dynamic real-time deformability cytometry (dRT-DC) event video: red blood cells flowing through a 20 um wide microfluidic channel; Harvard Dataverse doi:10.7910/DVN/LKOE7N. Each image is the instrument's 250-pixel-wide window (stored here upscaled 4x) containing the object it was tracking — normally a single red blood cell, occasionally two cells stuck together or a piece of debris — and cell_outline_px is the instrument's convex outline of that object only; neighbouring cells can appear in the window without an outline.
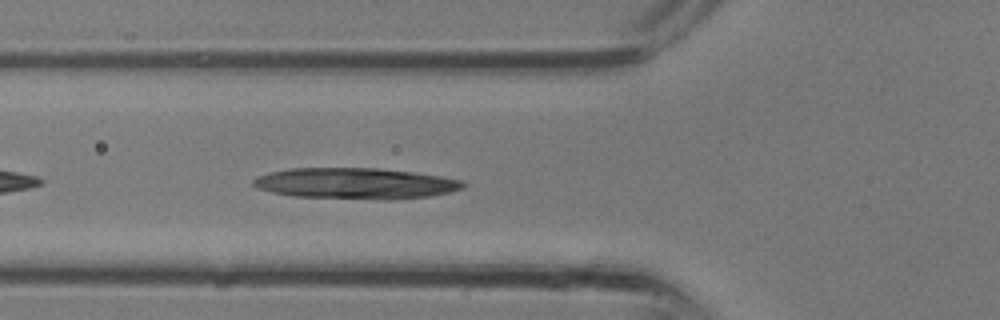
{"species": "common noctule bat (a hibernating species)", "species_latin": "Nyctalus noctula", "temperature_condition": "room temperature", "stored_images_in_passage": 13, "segment_of_instrument_passage": [4, 4], "camera_frame_rate_fps": 3000, "um_per_image_px": 0.085, "animal": {"sex": "male", "body_mass_g": 13.3}, "frame": {"image": 1, "passage_image": 11, "time_ms": 3.333, "image_size_px": [1000, 320], "cell_outline_px": [[456, 184], [452, 188], [432, 192], [364, 196], [340, 196], [288, 192], [284, 172], [396, 172], [444, 180]], "centroid_in_image_um": [30.77, 15.6], "position_along_channel_um": 95.0, "area_um2": 24.28}}
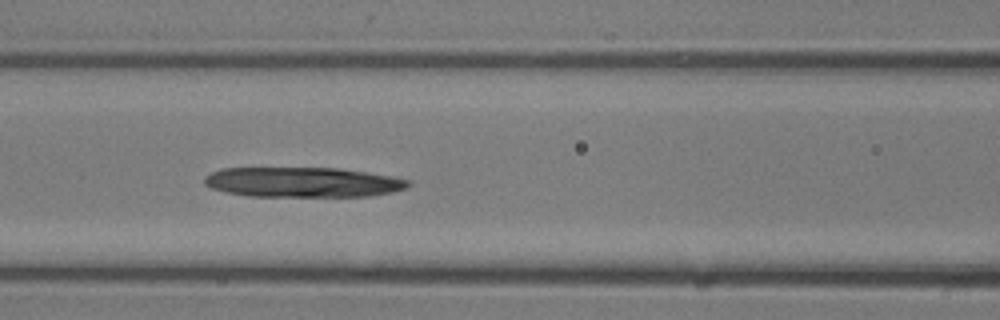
{"frame": {"image": 2, "passage_image": 13, "time_ms": 4.0, "image_size_px": [1000, 320], "cell_outline_px": [[404, 184], [396, 188], [368, 192], [244, 192], [228, 188], [224, 172], [240, 168], [308, 168], [348, 172], [396, 180]], "centroid_in_image_um": [25.88, 15.37], "position_along_channel_um": 140.7, "area_um2": 25.49}}